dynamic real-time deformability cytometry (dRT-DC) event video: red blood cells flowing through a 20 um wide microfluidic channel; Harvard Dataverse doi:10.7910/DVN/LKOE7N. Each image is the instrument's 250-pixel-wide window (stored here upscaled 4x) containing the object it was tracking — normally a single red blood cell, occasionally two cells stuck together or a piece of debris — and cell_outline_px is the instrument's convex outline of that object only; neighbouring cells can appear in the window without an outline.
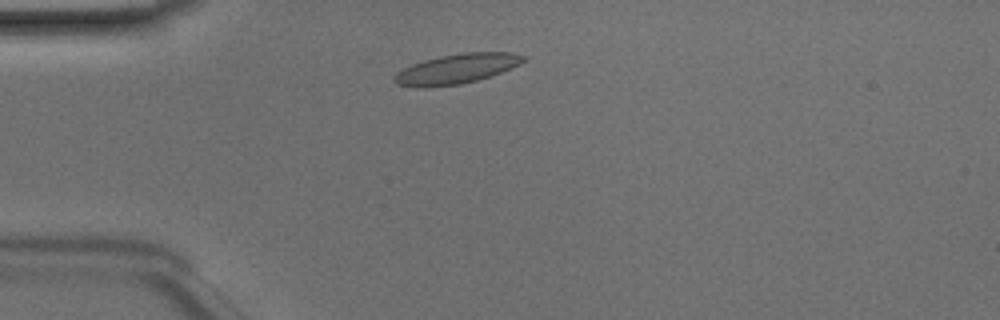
{"species": "Egyptian fruit bat (a non-hibernating species)", "species_latin": "Rousettus aegyptiacus", "temperature_condition": "room temperature", "stored_images_in_passage": 39, "camera_frame_rate_fps": 3000, "um_per_image_px": 0.085, "animal": {"sex": "male"}, "frame": {"image": 1, "passage_image": 3, "time_ms": 0.667, "image_size_px": [1000, 320], "cell_outline_px": [[528, 60], [520, 64], [500, 72], [476, 80], [460, 84], [428, 88], [416, 88], [396, 84], [392, 80], [392, 76], [396, 72], [412, 64], [424, 60], [440, 56], [464, 52], [512, 52], [528, 56]], "centroid_in_image_um": [38.79, 5.85], "position_along_channel_um": 46.2, "area_um2": 22.66}}
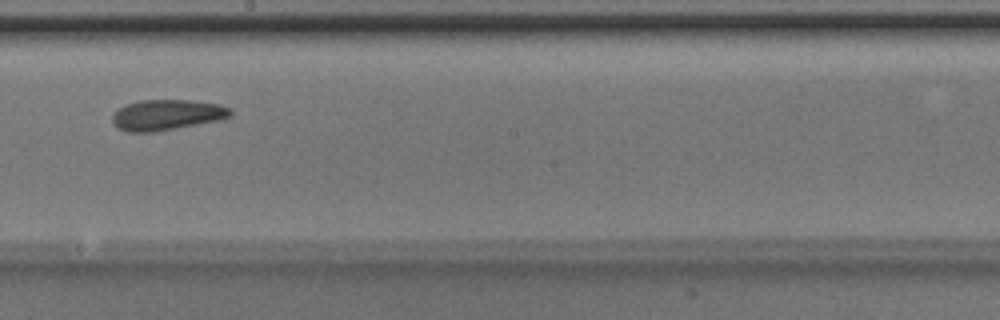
{"frame": {"image": 2, "passage_image": 18, "time_ms": 5.667, "image_size_px": [1000, 320], "cell_outline_px": [[232, 116], [220, 120], [152, 132], [128, 132], [116, 128], [112, 124], [112, 112], [124, 104], [140, 100], [188, 100], [220, 104], [228, 108], [232, 112]], "centroid_in_image_um": [14.12, 9.76], "position_along_channel_um": 234.1, "area_um2": 21.21}}
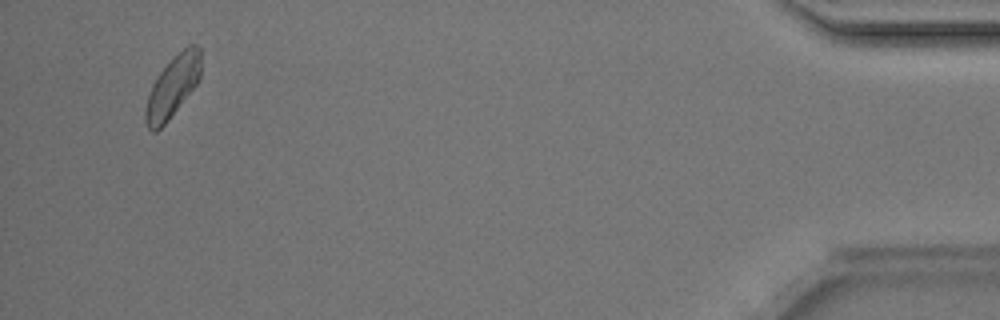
{"frame": {"image": 3, "passage_image": 37, "time_ms": 12.0, "image_size_px": [1000, 320], "cell_outline_px": [[200, 76], [196, 84], [168, 120], [156, 132], [152, 132], [148, 128], [144, 120], [144, 112], [148, 96], [152, 84], [160, 72], [188, 44], [196, 44], [200, 48]], "centroid_in_image_um": [14.65, 7.39], "position_along_channel_um": 420.5, "area_um2": 19.31}, "authors_computed_cell_mechanics": {"area_um2": 20.23, "velocity_mm_per_s": 4.1412, "shape_relaxation_time_tau1_ms": 5.4273, "shape_relaxation_time_tau2_ms": 2.1251, "deformation_change_tau1": 0.1476, "deformation_change_tau2": 0.0761}}